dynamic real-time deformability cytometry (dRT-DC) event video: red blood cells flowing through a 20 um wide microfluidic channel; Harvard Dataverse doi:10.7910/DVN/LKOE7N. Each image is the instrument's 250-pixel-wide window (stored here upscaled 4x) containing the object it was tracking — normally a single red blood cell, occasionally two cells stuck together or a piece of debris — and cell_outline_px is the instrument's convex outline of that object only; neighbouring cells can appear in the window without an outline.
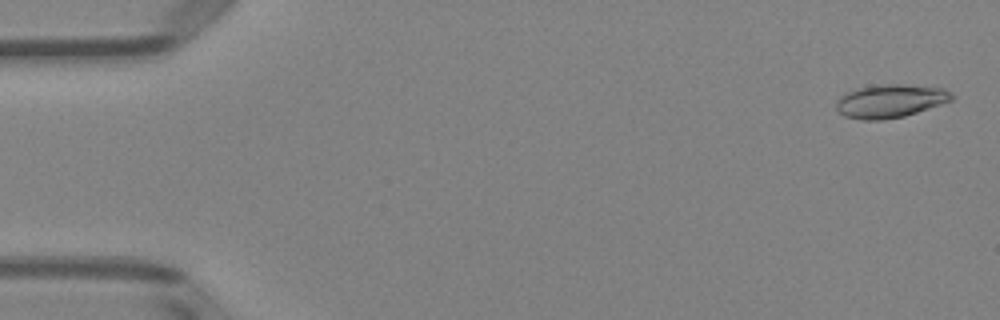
{"species": "Egyptian fruit bat (a non-hibernating species)", "species_latin": "Rousettus aegyptiacus", "temperature_condition": "room temperature", "stored_images_in_passage": 4, "camera_frame_rate_fps": 3000, "um_per_image_px": 0.085, "animal": {"sex": "female"}, "frame": {"image": 1, "passage_image": 1, "time_ms": 0.0, "image_size_px": [1000, 320], "cell_outline_px": [[952, 100], [904, 116], [880, 120], [864, 120], [844, 116], [836, 108], [836, 100], [844, 92], [856, 88], [872, 84], [908, 84], [944, 88], [952, 92]], "centroid_in_image_um": [75.63, 8.56], "position_along_channel_um": 9.4, "area_um2": 22.6}}
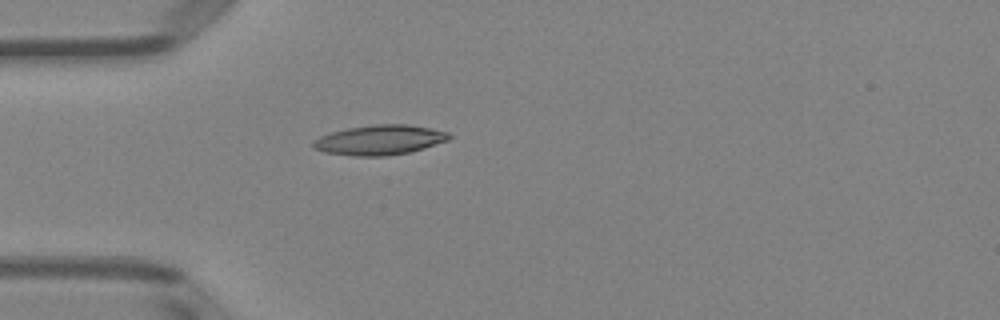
{"frame": {"image": 2, "passage_image": 4, "time_ms": 4.333, "image_size_px": [1000, 320], "cell_outline_px": [[452, 136], [448, 140], [424, 148], [408, 152], [388, 156], [352, 156], [324, 152], [312, 148], [312, 140], [328, 132], [348, 128], [372, 124], [408, 124], [448, 132]], "centroid_in_image_um": [32.21, 11.9], "position_along_channel_um": 52.8, "area_um2": 23.81}}